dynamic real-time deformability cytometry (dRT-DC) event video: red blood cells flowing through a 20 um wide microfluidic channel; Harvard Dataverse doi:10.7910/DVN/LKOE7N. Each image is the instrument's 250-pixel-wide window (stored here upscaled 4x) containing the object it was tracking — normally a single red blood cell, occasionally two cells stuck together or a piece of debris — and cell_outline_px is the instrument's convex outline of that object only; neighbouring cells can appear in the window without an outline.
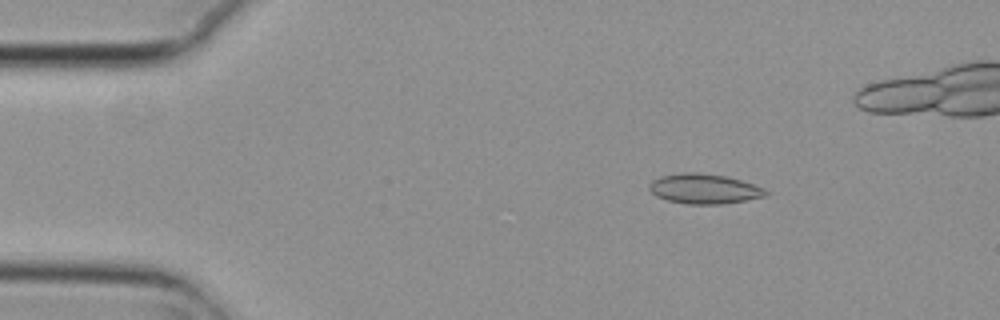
{"species": "common noctule bat (a hibernating species)", "species_latin": "Nyctalus noctula", "temperature_condition": "cold", "stored_images_in_passage": 6, "segment_of_instrument_passage": [1, 2], "camera_frame_rate_fps": 3000, "um_per_image_px": 0.085, "animal": {"sex": "female", "body_mass_g": 29.2, "forearm_length_mm": 56.3}, "frame": {"image": 1, "passage_image": 2, "time_ms": 0.333, "image_size_px": [1000, 320], "cell_outline_px": [[768, 196], [720, 204], [688, 204], [668, 200], [656, 196], [648, 188], [652, 180], [660, 176], [684, 172], [700, 172], [724, 176], [740, 180], [764, 188], [768, 192]], "centroid_in_image_um": [59.84, 16.04], "position_along_channel_um": 25.2, "area_um2": 20.17}}
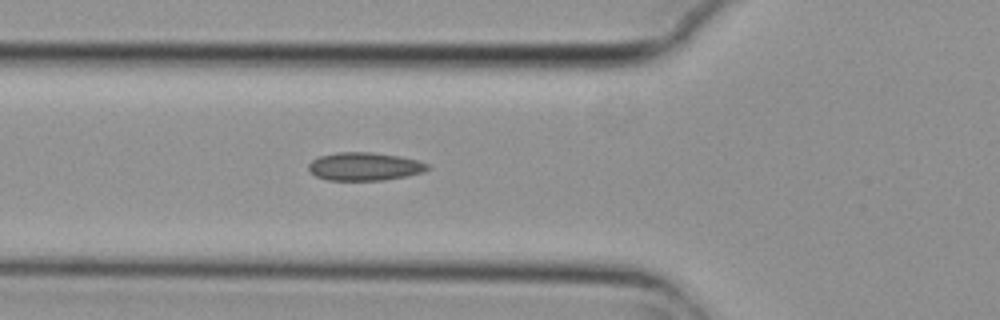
{"frame": {"image": 2, "passage_image": 5, "time_ms": 1.333, "image_size_px": [1000, 320], "cell_outline_px": [[428, 168], [424, 172], [408, 176], [384, 180], [328, 180], [316, 176], [308, 168], [308, 164], [312, 160], [320, 156], [336, 152], [372, 152], [400, 156], [416, 160], [428, 164]], "centroid_in_image_um": [30.99, 14.15], "position_along_channel_um": 94.8, "area_um2": 19.48}}